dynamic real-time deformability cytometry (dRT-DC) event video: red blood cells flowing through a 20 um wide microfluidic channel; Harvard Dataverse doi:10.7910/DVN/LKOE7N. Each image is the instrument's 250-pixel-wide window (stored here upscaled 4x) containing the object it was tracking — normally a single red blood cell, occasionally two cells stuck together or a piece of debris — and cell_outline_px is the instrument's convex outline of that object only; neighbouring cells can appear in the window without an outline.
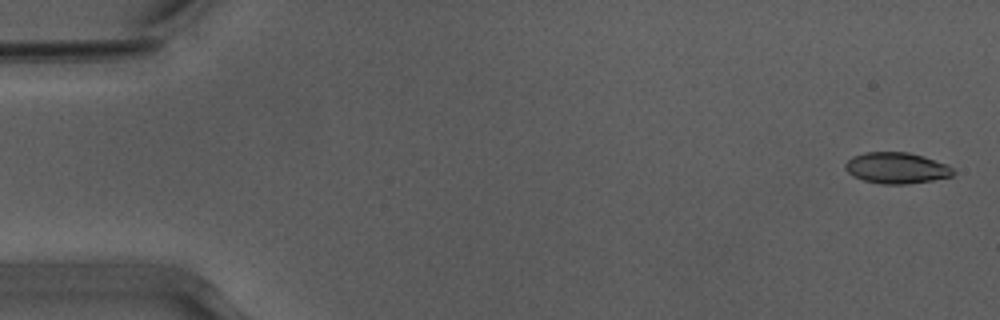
{"species": "Egyptian fruit bat (a non-hibernating species)", "species_latin": "Rousettus aegyptiacus", "temperature_condition": "warm", "stored_images_in_passage": 53, "camera_frame_rate_fps": 3000, "um_per_image_px": 0.085, "animal": {"sex": "male"}, "frame": {"image": 1, "passage_image": 2, "time_ms": 0.333, "image_size_px": [1000, 320], "cell_outline_px": [[956, 172], [952, 176], [932, 180], [904, 184], [880, 184], [864, 180], [852, 176], [844, 168], [844, 164], [852, 156], [864, 152], [908, 152], [924, 156], [948, 164]], "centroid_in_image_um": [76.2, 14.27], "position_along_channel_um": 8.8, "area_um2": 19.71}}
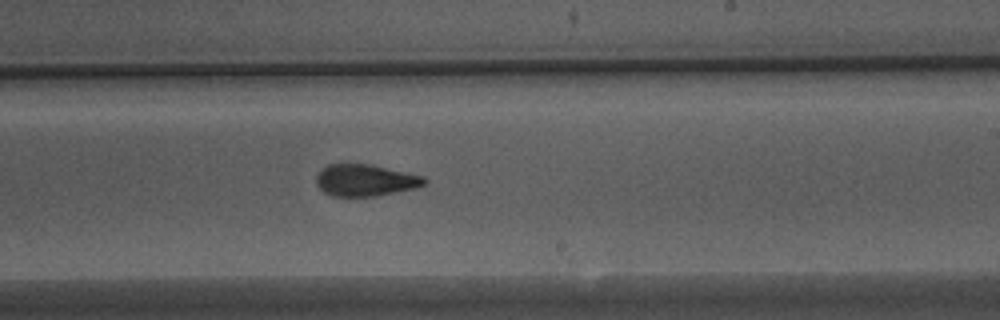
{"frame": {"image": 2, "passage_image": 32, "time_ms": 10.333, "image_size_px": [1000, 320], "cell_outline_px": [[428, 184], [416, 188], [376, 196], [332, 196], [324, 192], [316, 184], [316, 176], [320, 168], [328, 164], [372, 164], [424, 176], [428, 180]], "centroid_in_image_um": [31.07, 15.31], "position_along_channel_um": 257.9, "area_um2": 20.29}}
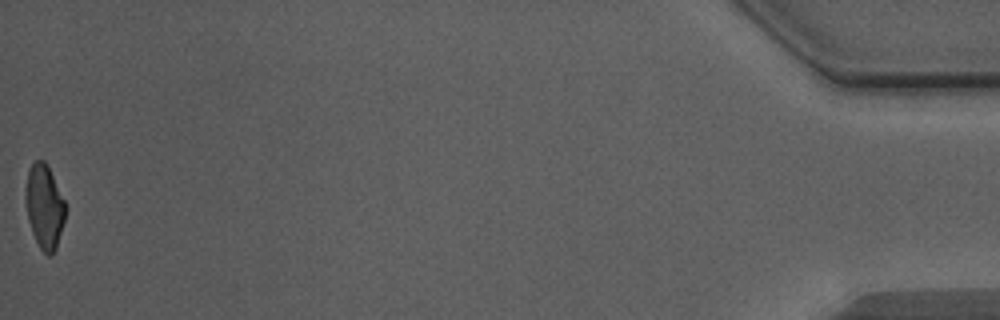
{"frame": {"image": 3, "passage_image": 53, "time_ms": 17.333, "image_size_px": [1000, 320], "cell_outline_px": [[68, 208], [56, 248], [52, 256], [48, 256], [40, 248], [32, 232], [28, 220], [24, 200], [24, 196], [28, 168], [36, 160], [44, 160], [48, 164]], "centroid_in_image_um": [3.78, 17.53], "position_along_channel_um": 431.4, "area_um2": 19.94}, "authors_computed_cell_mechanics": {"area_um2": 20.3456, "velocity_mm_per_s": 3.9599, "shape_relaxation_time_tau1_ms": 6.0971, "shape_relaxation_time_tau2_ms": 2.1864, "deformation_change_tau1": 0.1971, "deformation_change_tau2": 0.0913}}